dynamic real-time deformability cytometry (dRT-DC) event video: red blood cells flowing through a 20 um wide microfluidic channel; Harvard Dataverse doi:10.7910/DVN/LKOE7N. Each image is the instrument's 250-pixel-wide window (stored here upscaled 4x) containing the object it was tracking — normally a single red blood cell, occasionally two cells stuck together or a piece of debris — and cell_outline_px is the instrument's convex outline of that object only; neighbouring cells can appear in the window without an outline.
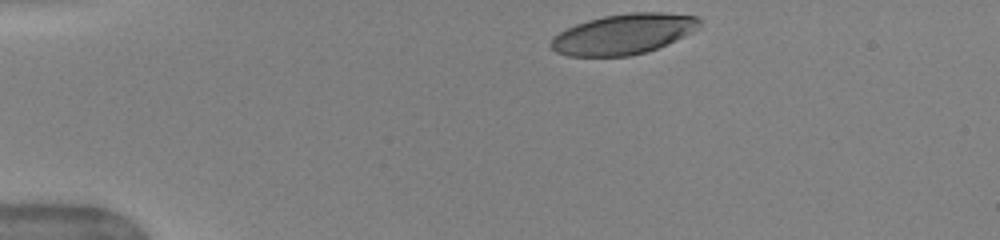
{"species": "human", "species_latin": "Homo sapiens", "temperature_condition": "warm", "stored_images_in_passage": 36, "camera_frame_rate_fps": 3000, "um_per_image_px": 0.085, "donor": {"sex": "female"}, "frame": {"image": 1, "passage_image": 1, "time_ms": 0.0, "image_size_px": [1000, 240], "cell_outline_px": [[700, 28], [668, 44], [644, 52], [628, 56], [568, 56], [556, 52], [548, 44], [552, 36], [576, 24], [588, 20], [604, 16], [632, 12], [664, 12], [700, 16]], "centroid_in_image_um": [53.01, 2.89], "position_along_channel_um": 32.0, "area_um2": 35.03}}
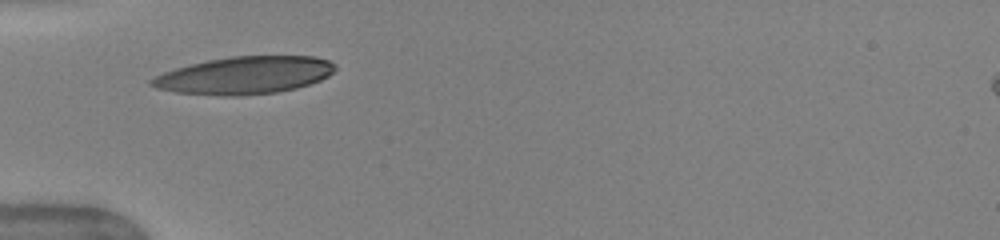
{"frame": {"image": 2, "passage_image": 8, "time_ms": 2.333, "image_size_px": [1000, 240], "cell_outline_px": [[336, 68], [328, 76], [320, 80], [296, 88], [276, 92], [240, 96], [220, 96], [176, 92], [156, 88], [148, 84], [148, 80], [164, 72], [176, 68], [208, 60], [232, 56], [316, 56], [328, 60], [336, 64]], "centroid_in_image_um": [20.78, 6.4], "position_along_channel_um": 64.2, "area_um2": 40.11}}
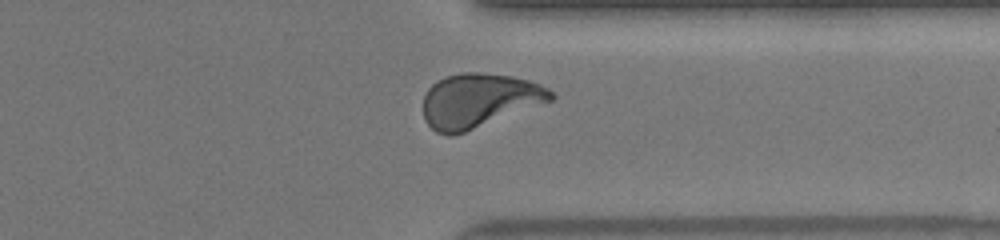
{"frame": {"image": 3, "passage_image": 31, "time_ms": 10.0, "image_size_px": [1000, 240], "cell_outline_px": [[556, 96], [552, 100], [464, 132], [452, 136], [448, 136], [436, 132], [424, 120], [424, 96], [428, 88], [436, 80], [444, 76], [460, 72], [480, 72], [512, 76], [528, 80], [540, 84], [548, 88]], "centroid_in_image_um": [40.68, 8.52], "position_along_channel_um": 370.7, "area_um2": 40.17}, "authors_computed_cell_mechanics": {"area_um2": 39.2462, "velocity_mm_per_s": 4.0339, "shape_relaxation_time_tau1_ms": 3.2778, "shape_relaxation_time_tau2_ms": 0.8788, "deformation_change_tau1": 0.1832, "deformation_change_tau2": 0.0722}}